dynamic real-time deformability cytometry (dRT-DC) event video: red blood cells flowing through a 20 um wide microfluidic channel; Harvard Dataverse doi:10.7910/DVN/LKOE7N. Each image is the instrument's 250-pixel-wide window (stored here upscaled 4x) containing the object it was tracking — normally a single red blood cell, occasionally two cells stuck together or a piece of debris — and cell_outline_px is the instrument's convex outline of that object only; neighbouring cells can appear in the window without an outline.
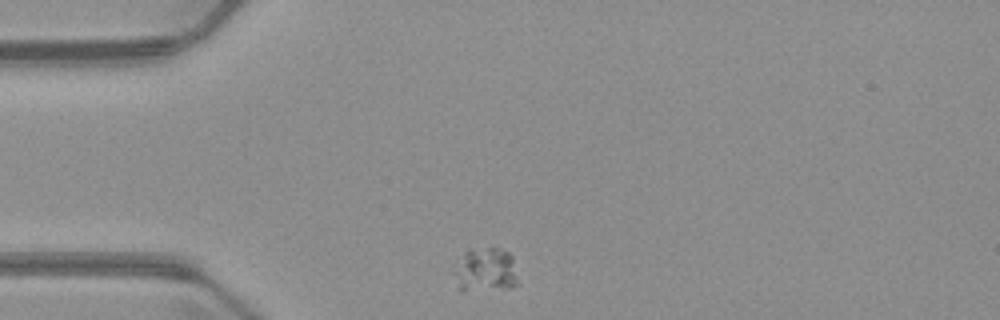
{"species": "common noctule bat (a hibernating species)", "species_latin": "Nyctalus noctula", "temperature_condition": "warm", "stored_images_in_passage": 4, "camera_frame_rate_fps": 3000, "um_per_image_px": 0.085, "animal": {"sex": "male", "body_mass_g": 23.1, "forearm_length_mm": 52.7}, "frame": {"image": 1, "passage_image": 1, "time_ms": 0.0, "image_size_px": [1000, 320], "cell_outline_px": [[516, 284], [512, 288], [464, 292], [460, 292], [452, 272], [464, 252], [468, 248], [500, 248], [508, 252], [512, 256], [516, 276]], "centroid_in_image_um": [41.22, 22.97], "position_along_channel_um": 43.8, "area_um2": 16.82}}
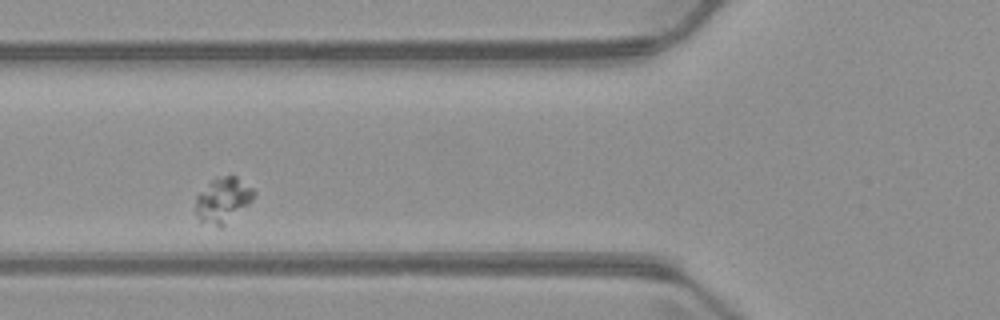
{"frame": {"image": 2, "passage_image": 3, "time_ms": 2.333, "image_size_px": [1000, 320], "cell_outline_px": [[256, 192], [252, 200], [224, 228], [220, 228], [200, 220], [196, 212], [196, 196], [212, 180], [224, 176], [236, 176], [252, 188]], "centroid_in_image_um": [18.97, 17.04], "position_along_channel_um": 106.8, "area_um2": 15.2}}
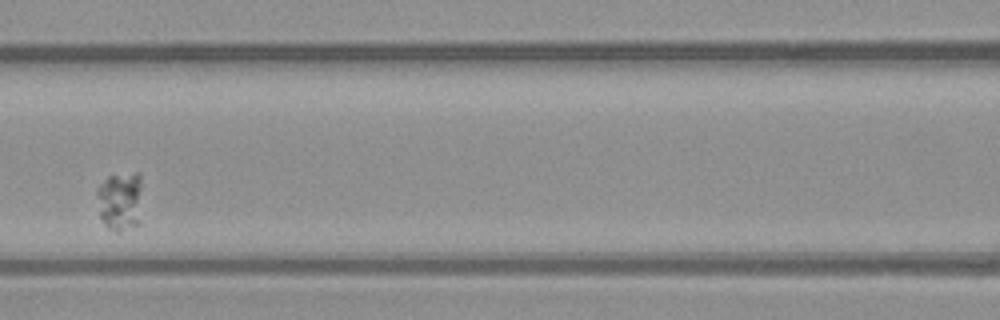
{"frame": {"image": 3, "passage_image": 4, "time_ms": 3.667, "image_size_px": [1000, 320], "cell_outline_px": [[140, 224], [120, 232], [116, 232], [108, 228], [104, 224], [100, 216], [96, 192], [96, 188], [108, 176], [136, 172], [140, 172]], "centroid_in_image_um": [10.2, 17.11], "position_along_channel_um": 156.4, "area_um2": 15.78}}